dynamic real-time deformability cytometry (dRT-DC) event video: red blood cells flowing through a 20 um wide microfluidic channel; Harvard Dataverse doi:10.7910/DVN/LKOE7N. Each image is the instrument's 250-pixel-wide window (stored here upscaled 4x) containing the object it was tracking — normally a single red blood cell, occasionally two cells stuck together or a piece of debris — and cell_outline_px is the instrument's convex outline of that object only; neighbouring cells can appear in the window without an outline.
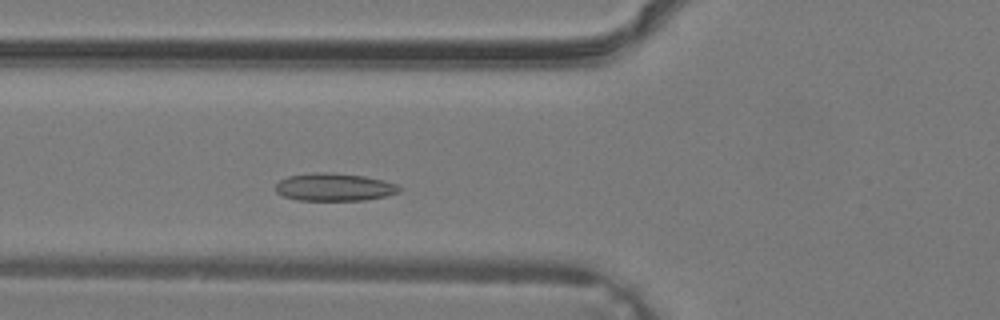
{"species": "common noctule bat (a hibernating species)", "species_latin": "Nyctalus noctula", "temperature_condition": "warm", "stored_images_in_passage": 27, "camera_frame_rate_fps": 3000, "um_per_image_px": 0.085, "animal": {"sex": "male", "body_mass_g": 19.2, "forearm_length_mm": 51.8}, "frame": {"image": 1, "passage_image": 3, "time_ms": 0.667, "image_size_px": [1000, 320], "cell_outline_px": [[400, 192], [384, 196], [364, 200], [296, 200], [284, 196], [276, 192], [276, 184], [280, 180], [288, 176], [312, 172], [324, 172], [364, 176], [384, 180], [396, 184], [400, 188]], "centroid_in_image_um": [28.39, 15.9], "position_along_channel_um": 97.4, "area_um2": 19.88}}
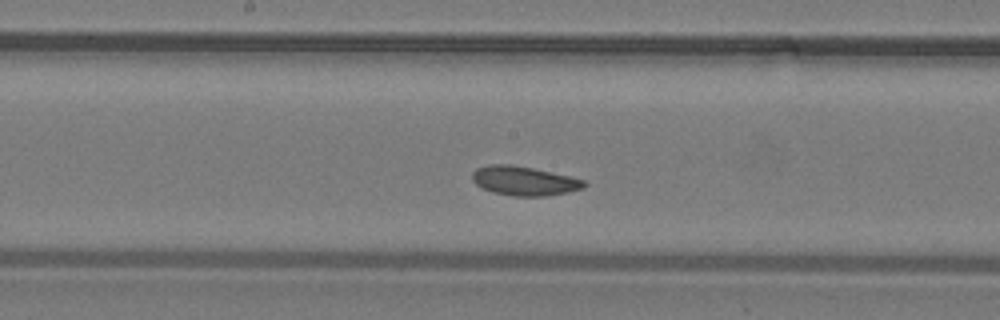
{"frame": {"image": 2, "passage_image": 9, "time_ms": 2.667, "image_size_px": [1000, 320], "cell_outline_px": [[588, 184], [584, 188], [568, 192], [548, 196], [512, 196], [492, 192], [476, 184], [472, 180], [472, 172], [476, 168], [488, 164], [512, 164], [532, 168], [568, 176], [584, 180]], "centroid_in_image_um": [44.54, 15.37], "position_along_channel_um": 203.7, "area_um2": 19.07}}
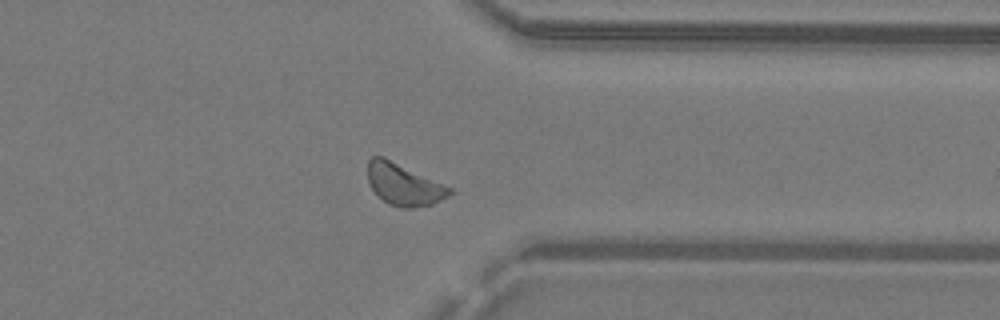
{"frame": {"image": 3, "passage_image": 19, "time_ms": 6.0, "image_size_px": [1000, 320], "cell_outline_px": [[456, 192], [432, 204], [412, 208], [404, 208], [388, 204], [372, 188], [368, 180], [368, 160], [372, 156], [384, 156], [452, 188]], "centroid_in_image_um": [34.34, 15.67], "position_along_channel_um": 377.1, "area_um2": 19.83}}